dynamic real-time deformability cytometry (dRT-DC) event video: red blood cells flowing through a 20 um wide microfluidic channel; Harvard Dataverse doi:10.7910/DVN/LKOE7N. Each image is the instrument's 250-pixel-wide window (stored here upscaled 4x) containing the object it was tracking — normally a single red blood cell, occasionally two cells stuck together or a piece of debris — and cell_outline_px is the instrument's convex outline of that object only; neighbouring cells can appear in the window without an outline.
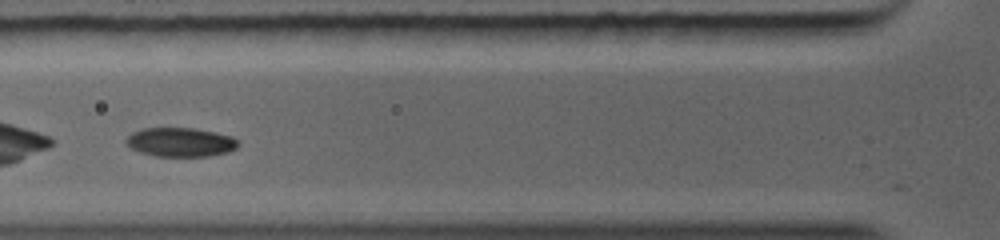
{"species": "common noctule bat (a hibernating species)", "species_latin": "Nyctalus noctula", "temperature_condition": "warm", "stored_images_in_passage": 6, "camera_frame_rate_fps": 5000, "um_per_image_px": 0.085, "animal": {"sex": "female", "body_mass_g": 19.0, "forearm_length_mm": 56.7}, "frame": {"image": 1, "passage_image": 5, "time_ms": 1.0, "image_size_px": [1000, 240], "cell_outline_px": [[240, 144], [236, 148], [228, 152], [208, 156], [156, 156], [140, 152], [132, 148], [124, 140], [132, 132], [140, 128], [196, 128], [216, 132], [232, 136]], "centroid_in_image_um": [15.35, 12.07], "position_along_channel_um": 110.5, "area_um2": 19.02}}